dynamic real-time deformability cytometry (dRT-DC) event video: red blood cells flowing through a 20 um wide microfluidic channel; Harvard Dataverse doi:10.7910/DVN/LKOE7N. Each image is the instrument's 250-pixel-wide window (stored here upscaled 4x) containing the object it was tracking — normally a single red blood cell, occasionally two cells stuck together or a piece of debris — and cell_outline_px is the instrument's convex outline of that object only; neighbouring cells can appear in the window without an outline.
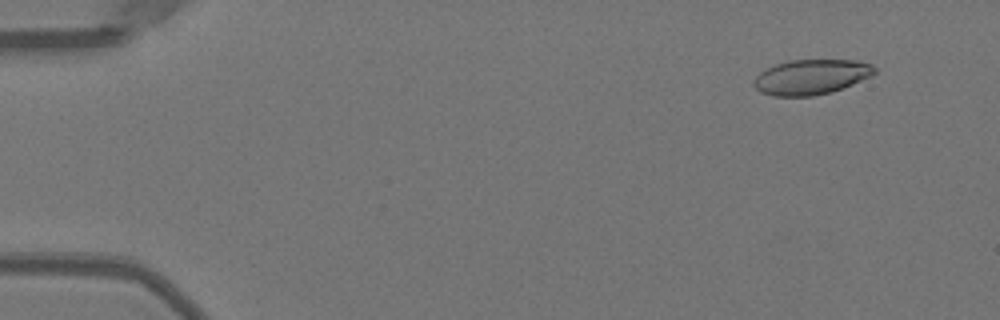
{"species": "Egyptian fruit bat (a non-hibernating species)", "species_latin": "Rousettus aegyptiacus", "temperature_condition": "warm", "stored_images_in_passage": 49, "camera_frame_rate_fps": 3000, "um_per_image_px": 0.085, "animal": {"sex": "female"}, "frame": {"image": 1, "passage_image": 2, "time_ms": 0.333, "image_size_px": [1000, 320], "cell_outline_px": [[876, 72], [872, 76], [832, 92], [812, 96], [772, 96], [760, 92], [752, 84], [752, 80], [764, 68], [788, 60], [856, 60], [872, 64], [876, 68]], "centroid_in_image_um": [68.93, 6.54], "position_along_channel_um": 16.1, "area_um2": 24.91}}
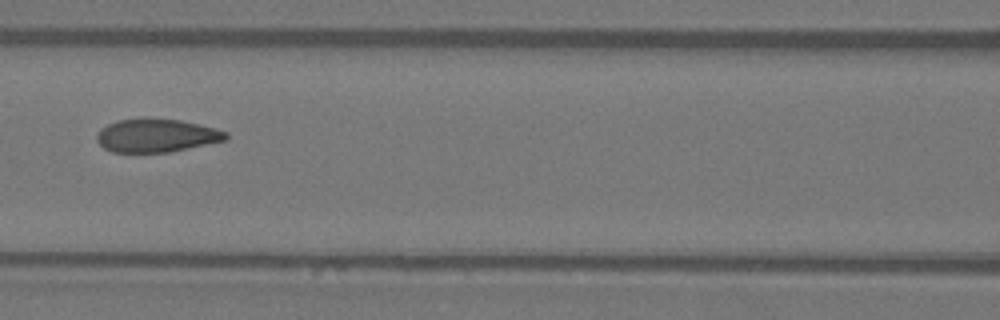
{"frame": {"image": 2, "passage_image": 21, "time_ms": 6.667, "image_size_px": [1000, 320], "cell_outline_px": [[228, 140], [168, 152], [112, 152], [104, 148], [96, 140], [96, 136], [100, 128], [116, 120], [140, 116], [148, 116], [180, 120], [200, 124], [228, 132]], "centroid_in_image_um": [13.28, 11.48], "position_along_channel_um": 153.3, "area_um2": 25.66}}
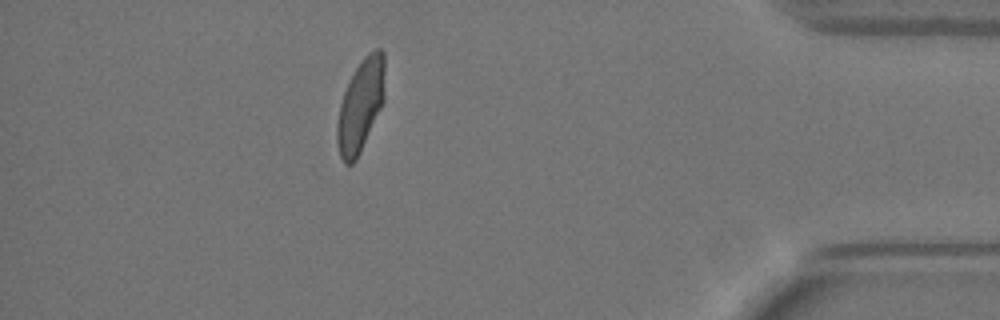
{"frame": {"image": 3, "passage_image": 43, "time_ms": 14.0, "image_size_px": [1000, 320], "cell_outline_px": [[384, 100], [360, 152], [356, 160], [352, 164], [344, 164], [340, 156], [336, 140], [336, 124], [340, 104], [344, 92], [356, 68], [364, 56], [368, 52], [376, 48], [380, 48], [384, 52]], "centroid_in_image_um": [30.64, 8.97], "position_along_channel_um": 404.6, "area_um2": 25.49}, "authors_computed_cell_mechanics": {"area_um2": 25.4898, "velocity_mm_per_s": 4.0167, "shape_relaxation_time_tau1_ms": 5.2547, "shape_relaxation_time_tau2_ms": null, "deformation_change_tau1": 0.1791, "deformation_change_tau2": null}}